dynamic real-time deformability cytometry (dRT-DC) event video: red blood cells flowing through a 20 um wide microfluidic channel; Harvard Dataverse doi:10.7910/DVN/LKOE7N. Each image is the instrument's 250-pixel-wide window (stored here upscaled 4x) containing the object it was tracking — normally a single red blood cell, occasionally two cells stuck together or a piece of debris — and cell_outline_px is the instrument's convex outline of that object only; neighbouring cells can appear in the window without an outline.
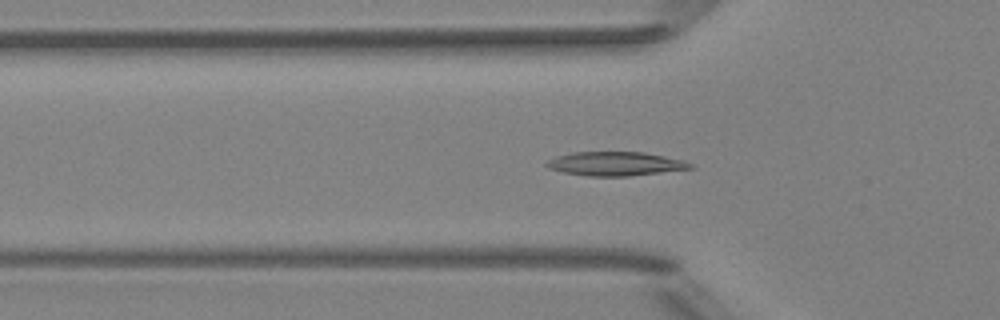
{"species": "Egyptian fruit bat (a non-hibernating species)", "species_latin": "Rousettus aegyptiacus", "temperature_condition": "room temperature", "stored_images_in_passage": 51, "camera_frame_rate_fps": 3000, "um_per_image_px": 0.085, "animal": {"sex": "female"}, "frame": {"image": 1, "passage_image": 17, "time_ms": 5.333, "image_size_px": [1000, 320], "cell_outline_px": [[692, 168], [628, 176], [588, 176], [564, 172], [548, 168], [544, 164], [548, 160], [556, 156], [572, 152], [644, 152], [684, 160], [692, 164]], "centroid_in_image_um": [52.27, 13.91], "position_along_channel_um": 73.5, "area_um2": 19.88}}
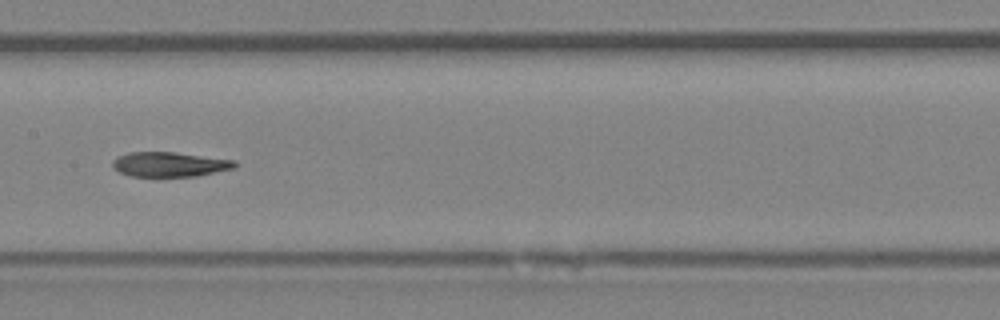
{"frame": {"image": 2, "passage_image": 26, "time_ms": 8.333, "image_size_px": [1000, 320], "cell_outline_px": [[236, 164], [232, 168], [196, 176], [132, 176], [120, 172], [112, 168], [112, 160], [116, 156], [128, 152], [176, 152], [236, 160]], "centroid_in_image_um": [14.36, 13.95], "position_along_channel_um": 193.0, "area_um2": 17.57}}
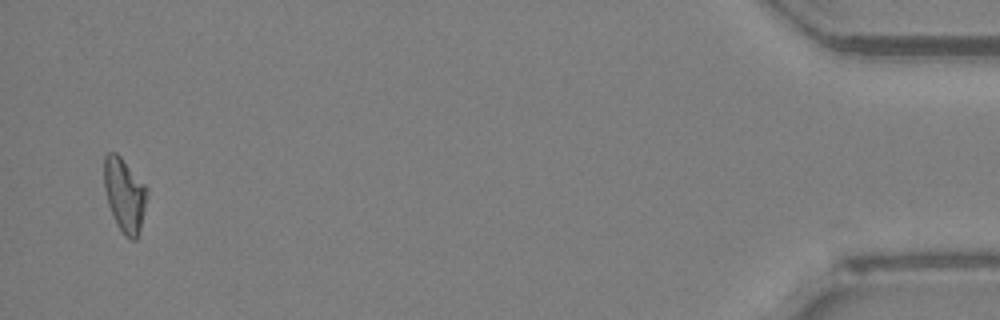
{"frame": {"image": 3, "passage_image": 50, "time_ms": 16.333, "image_size_px": [1000, 320], "cell_outline_px": [[148, 196], [140, 228], [136, 240], [132, 240], [124, 236], [116, 224], [108, 204], [104, 188], [104, 156], [108, 152], [116, 152], [120, 156], [148, 188]], "centroid_in_image_um": [10.59, 16.57], "position_along_channel_um": 424.6, "area_um2": 18.55}, "authors_computed_cell_mechanics": {"area_um2": 18.6116, "velocity_mm_per_s": 3.99, "shape_relaxation_time_tau1_ms": null, "shape_relaxation_time_tau2_ms": 7.0813, "deformation_change_tau1": null, "deformation_change_tau2": 0.1568}}